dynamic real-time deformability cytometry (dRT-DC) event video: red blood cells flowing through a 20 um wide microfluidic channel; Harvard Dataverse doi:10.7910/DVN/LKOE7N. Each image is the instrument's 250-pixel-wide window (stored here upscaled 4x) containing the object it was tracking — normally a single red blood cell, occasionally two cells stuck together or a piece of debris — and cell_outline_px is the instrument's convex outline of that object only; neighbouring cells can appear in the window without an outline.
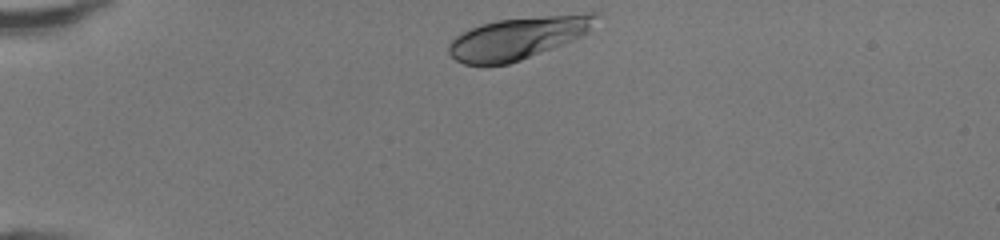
{"species": "human", "species_latin": "Homo sapiens", "temperature_condition": "room temperature", "stored_images_in_passage": 32, "camera_frame_rate_fps": 3000, "um_per_image_px": 0.085, "donor": {"sex": "female"}, "frame": {"image": 1, "passage_image": 1, "time_ms": 0.0, "image_size_px": [1000, 240], "cell_outline_px": [[604, 16], [588, 32], [572, 40], [552, 48], [520, 60], [508, 64], [464, 64], [456, 60], [448, 52], [448, 44], [456, 36], [480, 24], [496, 20], [588, 12], [600, 12]], "centroid_in_image_um": [44.12, 3.19], "position_along_channel_um": 40.9, "area_um2": 36.18}}
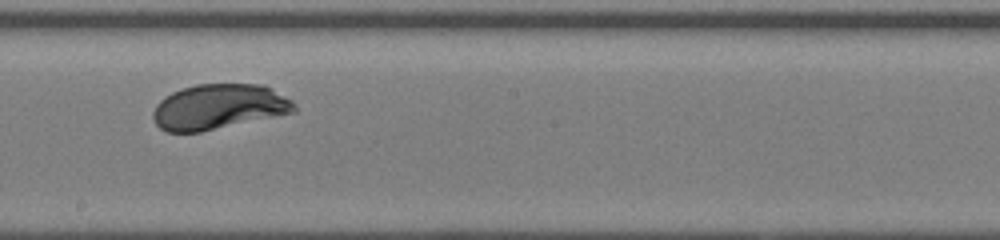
{"frame": {"image": 2, "passage_image": 18, "time_ms": 5.667, "image_size_px": [1000, 240], "cell_outline_px": [[296, 112], [200, 132], [164, 132], [156, 124], [152, 116], [152, 112], [156, 104], [164, 96], [180, 88], [196, 84], [264, 84], [272, 88], [292, 100], [296, 104]], "centroid_in_image_um": [18.59, 9.07], "position_along_channel_um": 229.6, "area_um2": 37.57}}
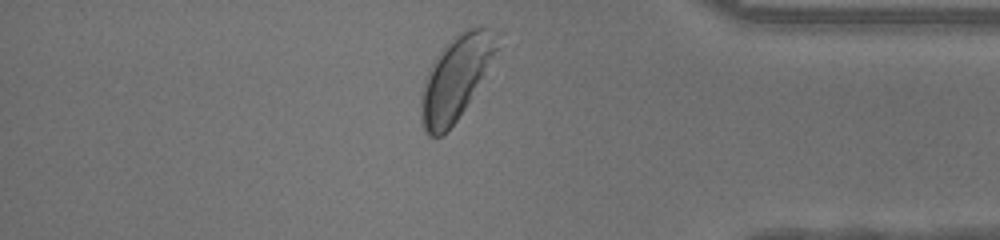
{"frame": {"image": 3, "passage_image": 31, "time_ms": 10.0, "image_size_px": [1000, 240], "cell_outline_px": [[520, 40], [456, 120], [440, 136], [428, 136], [424, 132], [420, 124], [420, 92], [424, 80], [436, 56], [460, 32], [468, 28], [484, 28], [504, 32]], "centroid_in_image_um": [39.16, 6.44], "position_along_channel_um": 396.0, "area_um2": 41.67}, "authors_computed_cell_mechanics": {"area_um2": 37.4833, "velocity_mm_per_s": 4.2267, "shape_relaxation_time_tau1_ms": 1.5058, "shape_relaxation_time_tau2_ms": null, "deformation_change_tau1": 0.1358, "deformation_change_tau2": null}}